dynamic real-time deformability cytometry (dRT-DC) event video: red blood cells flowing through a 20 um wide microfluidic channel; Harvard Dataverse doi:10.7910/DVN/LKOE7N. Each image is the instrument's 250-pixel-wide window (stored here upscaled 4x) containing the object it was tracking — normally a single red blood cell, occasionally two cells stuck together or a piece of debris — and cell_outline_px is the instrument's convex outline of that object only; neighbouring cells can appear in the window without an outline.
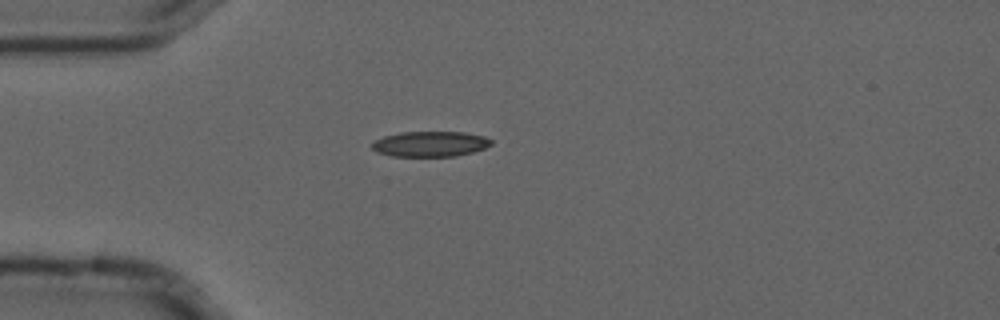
{"species": "common noctule bat (a hibernating species)", "species_latin": "Nyctalus noctula", "temperature_condition": "cold", "stored_images_in_passage": 5, "camera_frame_rate_fps": 3000, "um_per_image_px": 0.085, "animal": {"sex": "male", "forearm_length_mm": 52.5}, "frame": {"image": 1, "passage_image": 1, "time_ms": 0.0, "image_size_px": [1000, 320], "cell_outline_px": [[492, 144], [484, 148], [472, 152], [456, 156], [392, 156], [376, 152], [372, 148], [372, 144], [376, 140], [384, 136], [400, 132], [464, 132], [484, 136], [492, 140]], "centroid_in_image_um": [36.57, 12.23], "position_along_channel_um": 48.4, "area_um2": 17.57}}
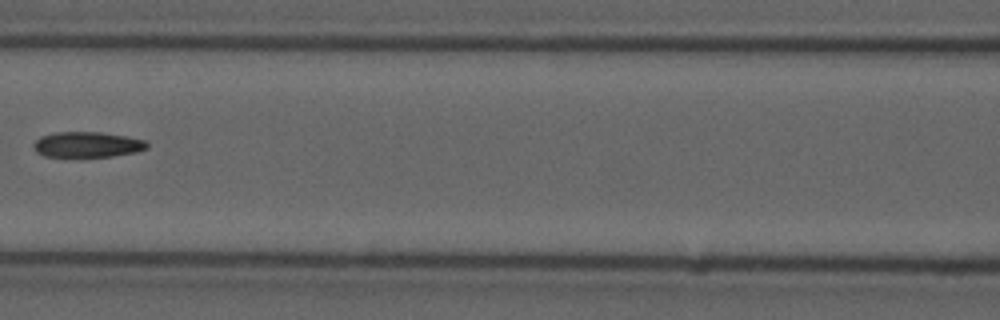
{"frame": {"image": 2, "passage_image": 4, "time_ms": 1.0, "image_size_px": [1000, 320], "cell_outline_px": [[148, 148], [136, 152], [112, 156], [44, 156], [36, 152], [32, 144], [40, 136], [56, 132], [100, 132], [124, 136], [144, 140], [148, 144]], "centroid_in_image_um": [7.39, 12.28], "position_along_channel_um": 159.2, "area_um2": 16.7}}
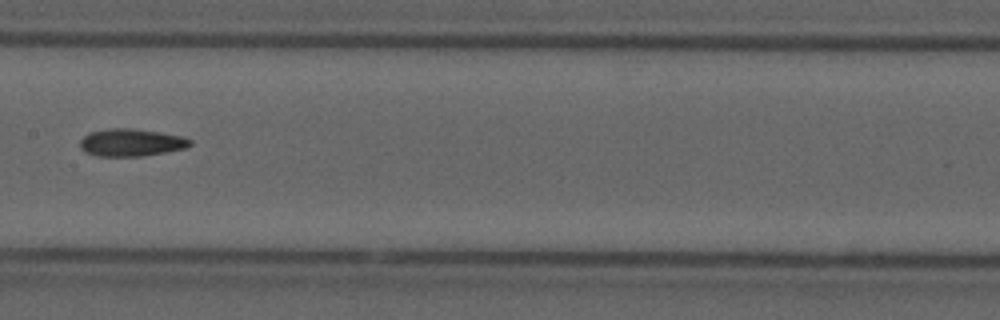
{"frame": {"image": 3, "passage_image": 5, "time_ms": 1.333, "image_size_px": [1000, 320], "cell_outline_px": [[192, 144], [184, 148], [164, 152], [140, 156], [96, 156], [84, 152], [80, 148], [80, 140], [88, 132], [108, 128], [132, 128], [160, 132], [180, 136], [192, 140]], "centroid_in_image_um": [11.09, 12.11], "position_along_channel_um": 196.3, "area_um2": 17.63}}